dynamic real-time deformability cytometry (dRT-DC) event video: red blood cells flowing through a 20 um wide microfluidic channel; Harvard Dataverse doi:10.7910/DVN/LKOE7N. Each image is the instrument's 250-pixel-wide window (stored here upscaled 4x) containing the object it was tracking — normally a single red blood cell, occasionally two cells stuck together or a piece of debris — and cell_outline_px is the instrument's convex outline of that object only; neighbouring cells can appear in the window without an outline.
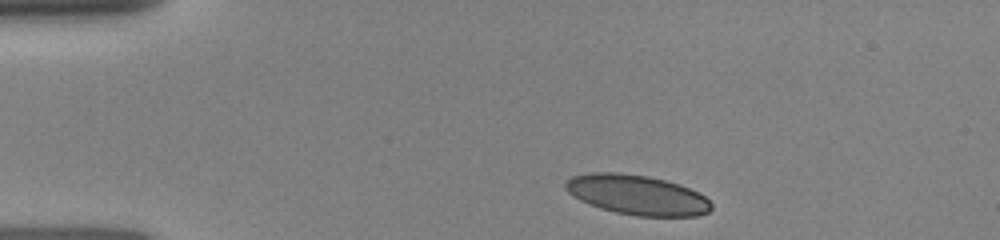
{"species": "human", "species_latin": "Homo sapiens", "temperature_condition": "room temperature", "stored_images_in_passage": 6, "camera_frame_rate_fps": 3000, "um_per_image_px": 0.085, "donor": {"sex": "female"}, "frame": {"image": 1, "passage_image": 1, "time_ms": 0.0, "image_size_px": [1000, 240], "cell_outline_px": [[712, 208], [708, 212], [696, 216], [636, 216], [616, 212], [600, 208], [588, 204], [572, 196], [564, 188], [564, 184], [572, 176], [592, 172], [620, 172], [648, 176], [680, 184], [704, 196], [712, 204]], "centroid_in_image_um": [54.12, 16.56], "position_along_channel_um": 30.9, "area_um2": 33.87}}
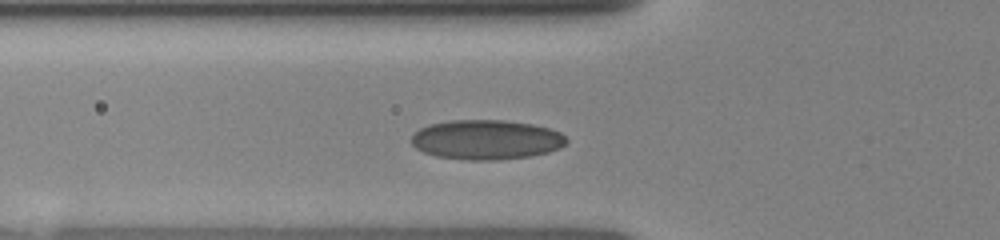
{"frame": {"image": 2, "passage_image": 5, "time_ms": 2.667, "image_size_px": [1000, 240], "cell_outline_px": [[568, 140], [560, 148], [548, 152], [532, 156], [496, 160], [468, 160], [436, 156], [424, 152], [416, 148], [412, 144], [412, 132], [428, 124], [452, 120], [504, 120], [532, 124], [548, 128], [560, 132]], "centroid_in_image_um": [41.32, 11.87], "position_along_channel_um": 84.5, "area_um2": 35.95}}